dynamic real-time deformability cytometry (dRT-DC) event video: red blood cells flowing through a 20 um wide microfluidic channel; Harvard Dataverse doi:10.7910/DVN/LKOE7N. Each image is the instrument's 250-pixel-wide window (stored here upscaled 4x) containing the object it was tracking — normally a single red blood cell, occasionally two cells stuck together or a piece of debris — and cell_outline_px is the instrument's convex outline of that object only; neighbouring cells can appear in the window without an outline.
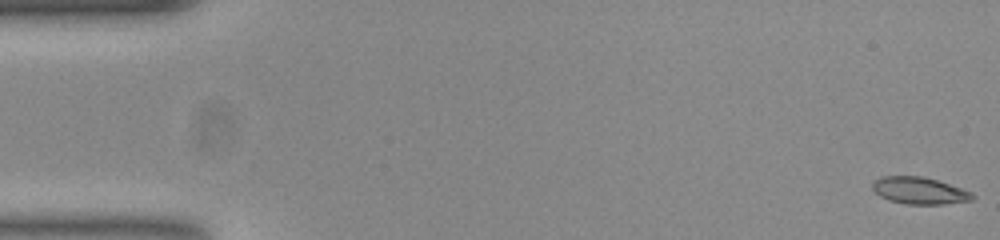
{"species": "common noctule bat (a hibernating species)", "species_latin": "Nyctalus noctula", "temperature_condition": "room temperature", "stored_images_in_passage": 54, "camera_frame_rate_fps": 3000, "um_per_image_px": 0.085, "animal": {"sex": "female", "body_mass_g": 23.0, "forearm_length_mm": 53.4}, "frame": {"image": 1, "passage_image": 1, "time_ms": 0.0, "image_size_px": [1000, 240], "cell_outline_px": [[976, 196], [972, 200], [940, 204], [908, 204], [888, 200], [880, 196], [872, 188], [872, 184], [880, 176], [924, 176], [972, 192]], "centroid_in_image_um": [78.14, 16.2], "position_along_channel_um": 6.9, "area_um2": 15.55}}
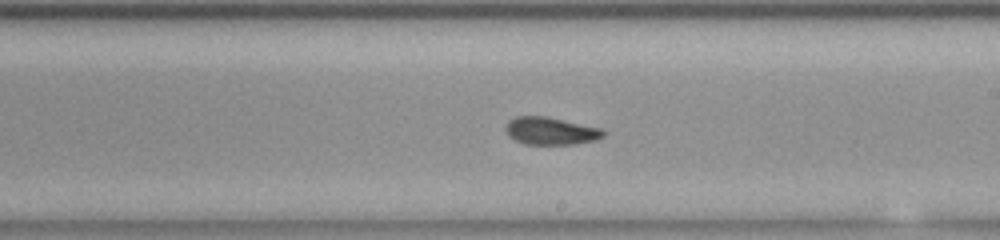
{"frame": {"image": 2, "passage_image": 31, "time_ms": 10.0, "image_size_px": [1000, 240], "cell_outline_px": [[604, 136], [592, 140], [572, 144], [524, 144], [516, 140], [508, 132], [508, 120], [516, 116], [548, 116], [600, 128], [604, 132]], "centroid_in_image_um": [46.82, 11.11], "position_along_channel_um": 242.2, "area_um2": 15.26}}
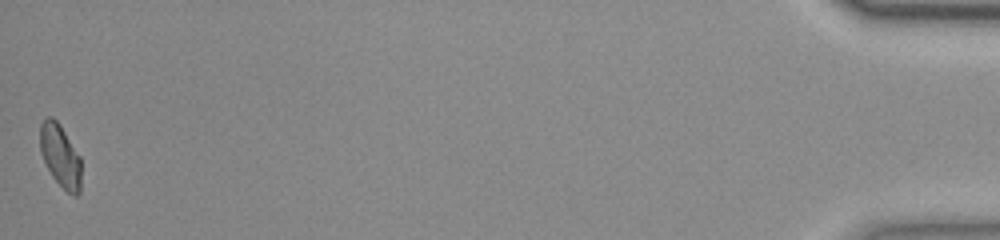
{"frame": {"image": 3, "passage_image": 54, "time_ms": 17.667, "image_size_px": [1000, 240], "cell_outline_px": [[80, 192], [76, 196], [72, 196], [52, 176], [40, 152], [40, 124], [48, 116], [52, 116], [60, 124], [80, 156]], "centroid_in_image_um": [5.12, 13.22], "position_along_channel_um": 430.1, "area_um2": 14.91}, "authors_computed_cell_mechanics": {"area_um2": 15.7794, "velocity_mm_per_s": 3.7748, "shape_relaxation_time_tau1_ms": 4.7646, "shape_relaxation_time_tau2_ms": 1.5995, "deformation_change_tau1": 0.1296, "deformation_change_tau2": 0.0438}}